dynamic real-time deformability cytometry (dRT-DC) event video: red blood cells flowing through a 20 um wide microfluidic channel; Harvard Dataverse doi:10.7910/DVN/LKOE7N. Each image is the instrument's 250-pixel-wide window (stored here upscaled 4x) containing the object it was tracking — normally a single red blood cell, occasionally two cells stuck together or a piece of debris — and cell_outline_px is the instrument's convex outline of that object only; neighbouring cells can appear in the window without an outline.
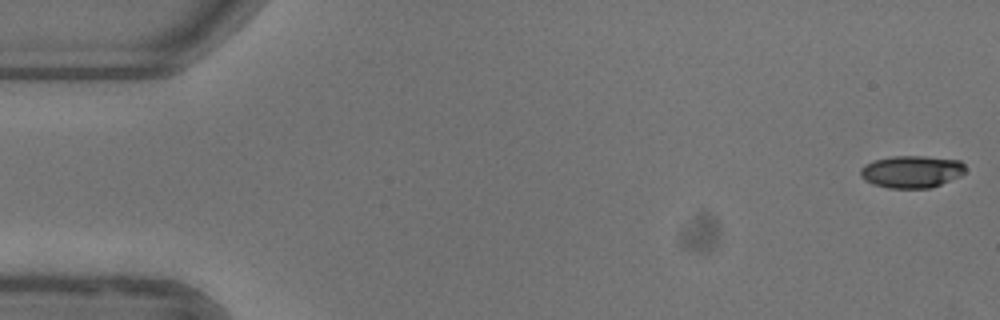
{"species": "common noctule bat (a hibernating species)", "species_latin": "Nyctalus noctula", "temperature_condition": "warm", "stored_images_in_passage": 52, "camera_frame_rate_fps": 3000, "um_per_image_px": 0.085, "animal": {"sex": "female"}, "frame": {"image": 1, "passage_image": 1, "time_ms": 0.0, "image_size_px": [1000, 320], "cell_outline_px": [[964, 172], [960, 176], [932, 188], [888, 188], [872, 184], [864, 180], [860, 176], [860, 168], [872, 160], [892, 156], [924, 156], [960, 160], [964, 164]], "centroid_in_image_um": [77.46, 14.59], "position_along_channel_um": 7.5, "area_um2": 19.88}}
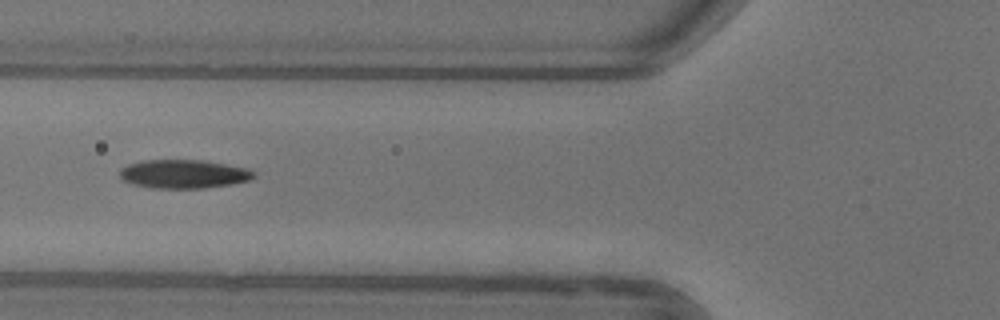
{"frame": {"image": 2, "passage_image": 20, "time_ms": 6.333, "image_size_px": [1000, 320], "cell_outline_px": [[252, 176], [248, 180], [228, 184], [204, 188], [152, 188], [136, 184], [124, 180], [120, 176], [120, 168], [128, 164], [140, 160], [204, 160], [248, 168], [252, 172]], "centroid_in_image_um": [15.56, 14.77], "position_along_channel_um": 110.2, "area_um2": 22.08}}
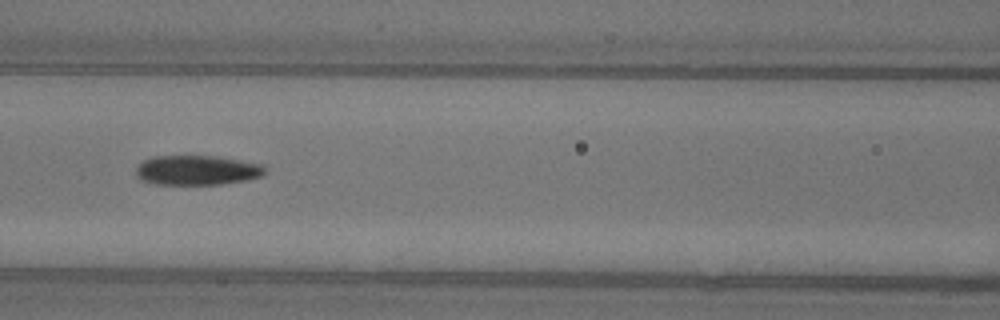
{"frame": {"image": 3, "passage_image": 23, "time_ms": 7.333, "image_size_px": [1000, 320], "cell_outline_px": [[264, 172], [260, 176], [248, 180], [220, 184], [156, 184], [144, 180], [136, 176], [136, 168], [144, 160], [152, 156], [216, 156], [264, 164]], "centroid_in_image_um": [16.75, 14.46], "position_along_channel_um": 149.8, "area_um2": 22.2}, "authors_computed_cell_mechanics": {"area_um2": 21.4438, "velocity_mm_per_s": 3.935, "shape_relaxation_time_tau1_ms": 4.0478, "shape_relaxation_time_tau2_ms": 4.3202, "deformation_change_tau1": 0.1671, "deformation_change_tau2": 0.108}}